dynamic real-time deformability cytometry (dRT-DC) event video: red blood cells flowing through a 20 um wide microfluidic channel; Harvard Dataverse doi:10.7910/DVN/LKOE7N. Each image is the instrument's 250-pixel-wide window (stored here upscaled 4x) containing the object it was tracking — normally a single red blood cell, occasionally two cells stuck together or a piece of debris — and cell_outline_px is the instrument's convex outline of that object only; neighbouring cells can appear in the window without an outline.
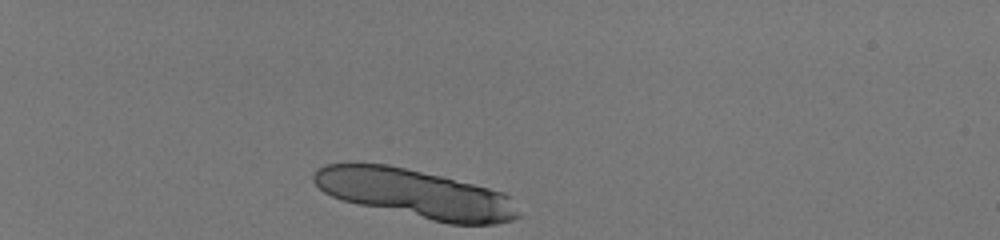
{"species": "human", "species_latin": "Homo sapiens", "temperature_condition": "room temperature", "stored_images_in_passage": 9, "camera_frame_rate_fps": 3000, "um_per_image_px": 0.085, "donor": {"sex": "male"}, "frame": {"image": 1, "passage_image": 1, "time_ms": 0.0, "image_size_px": [1000, 240], "cell_outline_px": [[520, 216], [512, 220], [496, 224], [448, 224], [360, 204], [344, 200], [332, 196], [324, 192], [312, 180], [312, 176], [316, 168], [324, 164], [388, 164], [440, 176], [504, 192], [508, 196], [520, 212]], "centroid_in_image_um": [35.32, 16.46], "position_along_channel_um": 49.7, "area_um2": 57.22}}